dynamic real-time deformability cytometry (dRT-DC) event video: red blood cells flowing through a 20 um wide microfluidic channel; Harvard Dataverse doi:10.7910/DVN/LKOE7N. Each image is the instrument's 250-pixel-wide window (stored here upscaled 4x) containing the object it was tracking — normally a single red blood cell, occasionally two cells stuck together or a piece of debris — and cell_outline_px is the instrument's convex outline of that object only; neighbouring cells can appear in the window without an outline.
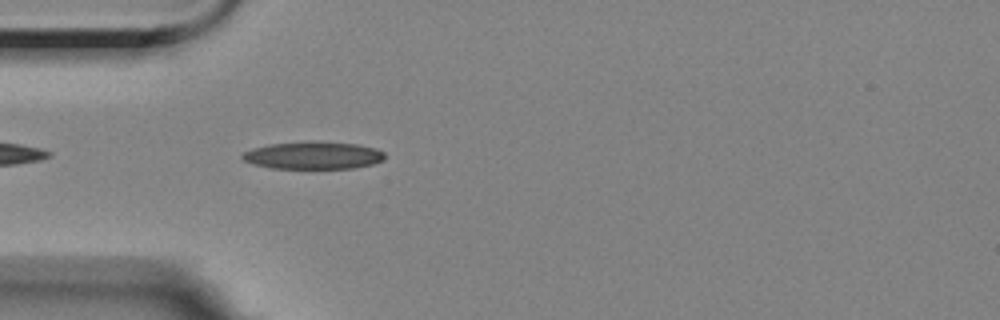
{"species": "Egyptian fruit bat (a non-hibernating species)", "species_latin": "Rousettus aegyptiacus", "temperature_condition": "room temperature", "stored_images_in_passage": 25, "camera_frame_rate_fps": 3000, "um_per_image_px": 0.085, "animal": {"sex": "female"}, "frame": {"image": 1, "passage_image": 4, "time_ms": 1.0, "image_size_px": [1000, 320], "cell_outline_px": [[384, 160], [372, 164], [356, 168], [268, 168], [252, 164], [244, 160], [240, 156], [244, 152], [252, 148], [272, 144], [356, 144], [376, 148], [384, 152]], "centroid_in_image_um": [26.62, 13.26], "position_along_channel_um": 58.4, "area_um2": 21.79}}
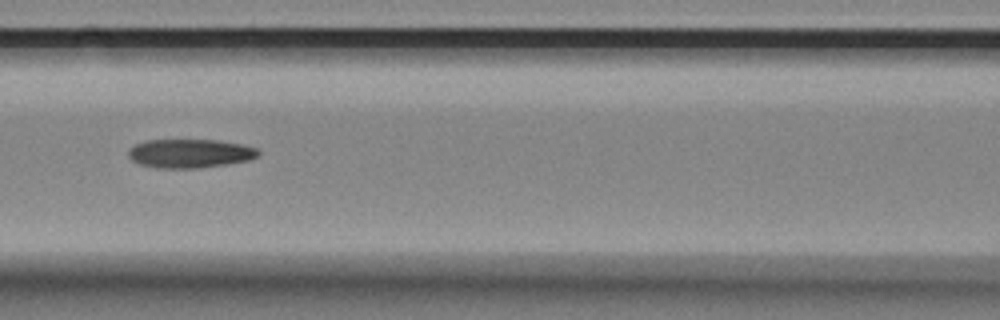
{"frame": {"image": 2, "passage_image": 12, "time_ms": 3.667, "image_size_px": [1000, 320], "cell_outline_px": [[260, 152], [256, 156], [248, 160], [200, 168], [156, 168], [140, 164], [132, 160], [128, 156], [128, 152], [136, 144], [148, 140], [216, 140], [240, 144], [256, 148]], "centroid_in_image_um": [16.12, 13.04], "position_along_channel_um": 150.5, "area_um2": 21.5}}
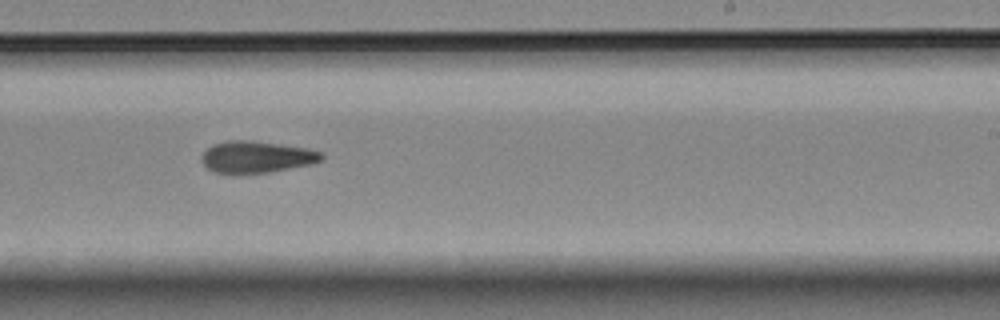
{"frame": {"image": 3, "passage_image": 22, "time_ms": 7.0, "image_size_px": [1000, 320], "cell_outline_px": [[324, 156], [320, 160], [308, 164], [268, 172], [236, 176], [216, 172], [208, 168], [204, 164], [204, 152], [212, 144], [228, 140], [248, 140], [308, 148], [320, 152]], "centroid_in_image_um": [21.76, 13.36], "position_along_channel_um": 267.2, "area_um2": 22.08}}